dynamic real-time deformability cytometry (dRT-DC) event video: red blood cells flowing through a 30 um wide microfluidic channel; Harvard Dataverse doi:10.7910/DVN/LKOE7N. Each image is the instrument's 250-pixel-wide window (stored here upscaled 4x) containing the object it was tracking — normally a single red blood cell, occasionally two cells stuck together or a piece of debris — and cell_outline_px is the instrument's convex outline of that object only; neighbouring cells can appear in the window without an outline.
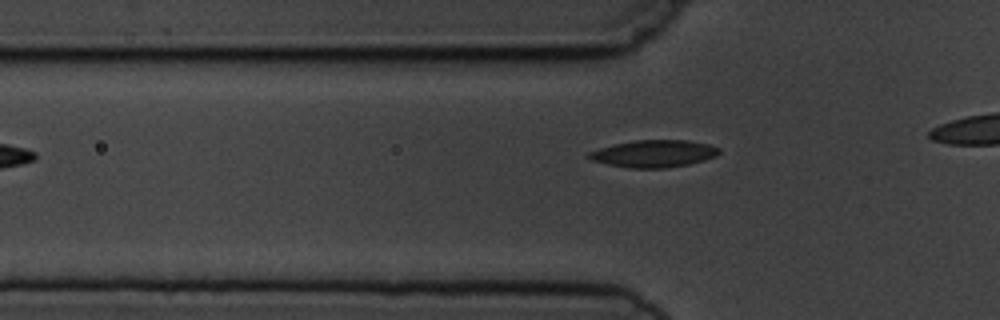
{"species": "common noctule bat (a hibernating species)", "species_latin": "Nyctalus noctula", "temperature_condition": "cold", "stored_images_in_passage": 4, "camera_frame_rate_fps": 3000, "um_per_image_px": 0.085, "animal": {"sex": "male", "body_mass_g": 19.5, "forearm_length_mm": 54.6}, "frame": {"image": 1, "passage_image": 4, "time_ms": 4.0, "image_size_px": [1000, 320], "cell_outline_px": [[720, 152], [716, 156], [704, 160], [688, 164], [664, 168], [628, 168], [608, 164], [592, 160], [584, 156], [588, 152], [600, 148], [616, 144], [636, 140], [688, 140], [708, 144], [720, 148]], "centroid_in_image_um": [55.57, 13.06], "position_along_channel_um": 70.2, "area_um2": 20.58}}